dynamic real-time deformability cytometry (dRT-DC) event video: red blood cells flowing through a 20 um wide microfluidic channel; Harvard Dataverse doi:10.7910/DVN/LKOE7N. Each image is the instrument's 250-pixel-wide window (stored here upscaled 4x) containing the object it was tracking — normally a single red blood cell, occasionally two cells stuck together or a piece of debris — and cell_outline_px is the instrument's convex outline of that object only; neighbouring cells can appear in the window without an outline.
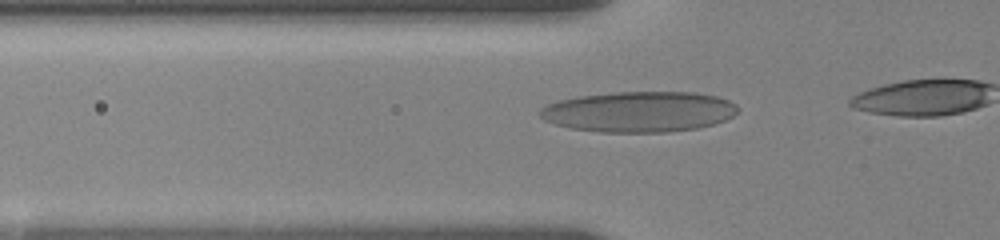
{"species": "human", "species_latin": "Homo sapiens", "temperature_condition": "room temperature", "stored_images_in_passage": 34, "camera_frame_rate_fps": 3000, "um_per_image_px": 0.085, "donor": {"sex": "female"}, "frame": {"image": 1, "passage_image": 21, "time_ms": 4.667, "image_size_px": [1000, 240], "cell_outline_px": [[740, 108], [732, 116], [716, 124], [696, 128], [668, 132], [600, 132], [572, 128], [556, 124], [544, 120], [540, 116], [540, 108], [548, 104], [560, 100], [576, 96], [616, 92], [692, 92], [716, 96], [728, 100], [736, 104]], "centroid_in_image_um": [54.33, 9.49], "position_along_channel_um": 71.5, "area_um2": 46.82}}